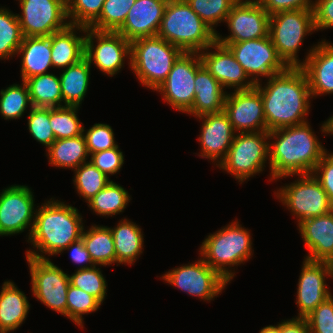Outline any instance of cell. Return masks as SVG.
Segmentation results:
<instances>
[{
    "label": "cell",
    "instance_id": "bcb514c9",
    "mask_svg": "<svg viewBox=\"0 0 333 333\" xmlns=\"http://www.w3.org/2000/svg\"><path fill=\"white\" fill-rule=\"evenodd\" d=\"M310 333H333V295L305 317Z\"/></svg>",
    "mask_w": 333,
    "mask_h": 333
},
{
    "label": "cell",
    "instance_id": "816d5d0a",
    "mask_svg": "<svg viewBox=\"0 0 333 333\" xmlns=\"http://www.w3.org/2000/svg\"><path fill=\"white\" fill-rule=\"evenodd\" d=\"M70 251L71 261L75 264H78L79 268L77 269H85L95 266L94 262L91 260L90 254L86 250L82 239L71 243L64 251Z\"/></svg>",
    "mask_w": 333,
    "mask_h": 333
},
{
    "label": "cell",
    "instance_id": "83f0119b",
    "mask_svg": "<svg viewBox=\"0 0 333 333\" xmlns=\"http://www.w3.org/2000/svg\"><path fill=\"white\" fill-rule=\"evenodd\" d=\"M30 305L26 294L14 282L4 281L0 291V333L19 329L28 316Z\"/></svg>",
    "mask_w": 333,
    "mask_h": 333
},
{
    "label": "cell",
    "instance_id": "f6af8a7d",
    "mask_svg": "<svg viewBox=\"0 0 333 333\" xmlns=\"http://www.w3.org/2000/svg\"><path fill=\"white\" fill-rule=\"evenodd\" d=\"M83 135L90 155L118 145L115 141L114 131L109 124L95 123L86 130L84 127Z\"/></svg>",
    "mask_w": 333,
    "mask_h": 333
},
{
    "label": "cell",
    "instance_id": "30bf717a",
    "mask_svg": "<svg viewBox=\"0 0 333 333\" xmlns=\"http://www.w3.org/2000/svg\"><path fill=\"white\" fill-rule=\"evenodd\" d=\"M160 279L203 302L213 301L230 284L201 256L195 262L183 264L165 272Z\"/></svg>",
    "mask_w": 333,
    "mask_h": 333
},
{
    "label": "cell",
    "instance_id": "4fadbf2b",
    "mask_svg": "<svg viewBox=\"0 0 333 333\" xmlns=\"http://www.w3.org/2000/svg\"><path fill=\"white\" fill-rule=\"evenodd\" d=\"M197 52H183L175 61L167 78L155 90L171 108L187 114L195 98L196 72L202 67Z\"/></svg>",
    "mask_w": 333,
    "mask_h": 333
},
{
    "label": "cell",
    "instance_id": "cb8c5ba5",
    "mask_svg": "<svg viewBox=\"0 0 333 333\" xmlns=\"http://www.w3.org/2000/svg\"><path fill=\"white\" fill-rule=\"evenodd\" d=\"M297 227L308 251L304 258L333 264V216L331 212L307 218Z\"/></svg>",
    "mask_w": 333,
    "mask_h": 333
},
{
    "label": "cell",
    "instance_id": "e575fe53",
    "mask_svg": "<svg viewBox=\"0 0 333 333\" xmlns=\"http://www.w3.org/2000/svg\"><path fill=\"white\" fill-rule=\"evenodd\" d=\"M23 33L17 17L9 8L0 7V60L16 57L23 41Z\"/></svg>",
    "mask_w": 333,
    "mask_h": 333
},
{
    "label": "cell",
    "instance_id": "44dd1931",
    "mask_svg": "<svg viewBox=\"0 0 333 333\" xmlns=\"http://www.w3.org/2000/svg\"><path fill=\"white\" fill-rule=\"evenodd\" d=\"M195 118H199V122L202 120L201 132L197 138L200 142V152L197 155L211 160L217 167L226 157L236 132L224 111Z\"/></svg>",
    "mask_w": 333,
    "mask_h": 333
},
{
    "label": "cell",
    "instance_id": "d590c367",
    "mask_svg": "<svg viewBox=\"0 0 333 333\" xmlns=\"http://www.w3.org/2000/svg\"><path fill=\"white\" fill-rule=\"evenodd\" d=\"M12 84L0 90V114L5 120H16L32 108L29 89L25 82ZM29 105V106H28Z\"/></svg>",
    "mask_w": 333,
    "mask_h": 333
},
{
    "label": "cell",
    "instance_id": "f546056e",
    "mask_svg": "<svg viewBox=\"0 0 333 333\" xmlns=\"http://www.w3.org/2000/svg\"><path fill=\"white\" fill-rule=\"evenodd\" d=\"M91 68L88 59L84 57L79 62L61 70L59 79L63 106L81 107L89 88Z\"/></svg>",
    "mask_w": 333,
    "mask_h": 333
},
{
    "label": "cell",
    "instance_id": "d4e9b609",
    "mask_svg": "<svg viewBox=\"0 0 333 333\" xmlns=\"http://www.w3.org/2000/svg\"><path fill=\"white\" fill-rule=\"evenodd\" d=\"M86 29L84 26L69 24L65 29L51 34L53 69H66L85 57Z\"/></svg>",
    "mask_w": 333,
    "mask_h": 333
},
{
    "label": "cell",
    "instance_id": "11a10c76",
    "mask_svg": "<svg viewBox=\"0 0 333 333\" xmlns=\"http://www.w3.org/2000/svg\"><path fill=\"white\" fill-rule=\"evenodd\" d=\"M259 333H281V322L277 325H267L260 329Z\"/></svg>",
    "mask_w": 333,
    "mask_h": 333
},
{
    "label": "cell",
    "instance_id": "e0dca14e",
    "mask_svg": "<svg viewBox=\"0 0 333 333\" xmlns=\"http://www.w3.org/2000/svg\"><path fill=\"white\" fill-rule=\"evenodd\" d=\"M270 15L257 0H238L231 8L225 23L229 35L216 34L217 42H241L269 35Z\"/></svg>",
    "mask_w": 333,
    "mask_h": 333
},
{
    "label": "cell",
    "instance_id": "ba28073f",
    "mask_svg": "<svg viewBox=\"0 0 333 333\" xmlns=\"http://www.w3.org/2000/svg\"><path fill=\"white\" fill-rule=\"evenodd\" d=\"M269 131L236 133L226 157L217 166L239 184L261 174L269 163Z\"/></svg>",
    "mask_w": 333,
    "mask_h": 333
},
{
    "label": "cell",
    "instance_id": "ffe728a7",
    "mask_svg": "<svg viewBox=\"0 0 333 333\" xmlns=\"http://www.w3.org/2000/svg\"><path fill=\"white\" fill-rule=\"evenodd\" d=\"M214 49V50H213ZM202 65L225 90H250L255 84L249 79L231 50L217 41L199 52Z\"/></svg>",
    "mask_w": 333,
    "mask_h": 333
},
{
    "label": "cell",
    "instance_id": "7a4b0ae2",
    "mask_svg": "<svg viewBox=\"0 0 333 333\" xmlns=\"http://www.w3.org/2000/svg\"><path fill=\"white\" fill-rule=\"evenodd\" d=\"M311 127L306 122L269 131L270 182L313 173L327 149Z\"/></svg>",
    "mask_w": 333,
    "mask_h": 333
},
{
    "label": "cell",
    "instance_id": "836d02e7",
    "mask_svg": "<svg viewBox=\"0 0 333 333\" xmlns=\"http://www.w3.org/2000/svg\"><path fill=\"white\" fill-rule=\"evenodd\" d=\"M33 107H61L63 97L58 75L47 73L25 81Z\"/></svg>",
    "mask_w": 333,
    "mask_h": 333
},
{
    "label": "cell",
    "instance_id": "f35d334b",
    "mask_svg": "<svg viewBox=\"0 0 333 333\" xmlns=\"http://www.w3.org/2000/svg\"><path fill=\"white\" fill-rule=\"evenodd\" d=\"M101 305L93 295L69 284L66 317L81 329L84 328L83 316L98 311Z\"/></svg>",
    "mask_w": 333,
    "mask_h": 333
},
{
    "label": "cell",
    "instance_id": "f5cc1de1",
    "mask_svg": "<svg viewBox=\"0 0 333 333\" xmlns=\"http://www.w3.org/2000/svg\"><path fill=\"white\" fill-rule=\"evenodd\" d=\"M281 333H310L305 318L286 319L281 321Z\"/></svg>",
    "mask_w": 333,
    "mask_h": 333
},
{
    "label": "cell",
    "instance_id": "603a6c76",
    "mask_svg": "<svg viewBox=\"0 0 333 333\" xmlns=\"http://www.w3.org/2000/svg\"><path fill=\"white\" fill-rule=\"evenodd\" d=\"M167 2L168 0H136L117 32L129 42L157 36Z\"/></svg>",
    "mask_w": 333,
    "mask_h": 333
},
{
    "label": "cell",
    "instance_id": "1f68e13d",
    "mask_svg": "<svg viewBox=\"0 0 333 333\" xmlns=\"http://www.w3.org/2000/svg\"><path fill=\"white\" fill-rule=\"evenodd\" d=\"M84 246L95 265L110 266L116 263L113 235L108 226L93 224L83 230Z\"/></svg>",
    "mask_w": 333,
    "mask_h": 333
},
{
    "label": "cell",
    "instance_id": "d6a6232c",
    "mask_svg": "<svg viewBox=\"0 0 333 333\" xmlns=\"http://www.w3.org/2000/svg\"><path fill=\"white\" fill-rule=\"evenodd\" d=\"M131 200V195L128 191L111 180L87 202V205L93 213L100 217H114L120 213L122 214Z\"/></svg>",
    "mask_w": 333,
    "mask_h": 333
},
{
    "label": "cell",
    "instance_id": "8fae6325",
    "mask_svg": "<svg viewBox=\"0 0 333 333\" xmlns=\"http://www.w3.org/2000/svg\"><path fill=\"white\" fill-rule=\"evenodd\" d=\"M227 46L241 64L249 79L257 84L289 66L278 55L270 36L241 42H218ZM260 77V78H259Z\"/></svg>",
    "mask_w": 333,
    "mask_h": 333
},
{
    "label": "cell",
    "instance_id": "4dcf8cb0",
    "mask_svg": "<svg viewBox=\"0 0 333 333\" xmlns=\"http://www.w3.org/2000/svg\"><path fill=\"white\" fill-rule=\"evenodd\" d=\"M45 152V156H47L52 167L71 170L88 162L90 156L83 134L66 139H57Z\"/></svg>",
    "mask_w": 333,
    "mask_h": 333
},
{
    "label": "cell",
    "instance_id": "5b68a950",
    "mask_svg": "<svg viewBox=\"0 0 333 333\" xmlns=\"http://www.w3.org/2000/svg\"><path fill=\"white\" fill-rule=\"evenodd\" d=\"M157 36L183 52H201L216 41V33L186 0H168Z\"/></svg>",
    "mask_w": 333,
    "mask_h": 333
},
{
    "label": "cell",
    "instance_id": "5bb4252c",
    "mask_svg": "<svg viewBox=\"0 0 333 333\" xmlns=\"http://www.w3.org/2000/svg\"><path fill=\"white\" fill-rule=\"evenodd\" d=\"M130 56L131 42L117 31L86 29L85 57L105 75H117L127 59L130 68Z\"/></svg>",
    "mask_w": 333,
    "mask_h": 333
},
{
    "label": "cell",
    "instance_id": "9c48e42d",
    "mask_svg": "<svg viewBox=\"0 0 333 333\" xmlns=\"http://www.w3.org/2000/svg\"><path fill=\"white\" fill-rule=\"evenodd\" d=\"M296 177L295 181L277 188L274 195L297 218V225L307 218L329 213L332 203L315 176L300 174Z\"/></svg>",
    "mask_w": 333,
    "mask_h": 333
},
{
    "label": "cell",
    "instance_id": "c3c4849f",
    "mask_svg": "<svg viewBox=\"0 0 333 333\" xmlns=\"http://www.w3.org/2000/svg\"><path fill=\"white\" fill-rule=\"evenodd\" d=\"M333 204V152L327 150L316 165L313 173Z\"/></svg>",
    "mask_w": 333,
    "mask_h": 333
},
{
    "label": "cell",
    "instance_id": "ac0fdd59",
    "mask_svg": "<svg viewBox=\"0 0 333 333\" xmlns=\"http://www.w3.org/2000/svg\"><path fill=\"white\" fill-rule=\"evenodd\" d=\"M329 278L333 279L332 263L303 259L295 298L299 313L295 318H305L332 294L326 283Z\"/></svg>",
    "mask_w": 333,
    "mask_h": 333
},
{
    "label": "cell",
    "instance_id": "74e56055",
    "mask_svg": "<svg viewBox=\"0 0 333 333\" xmlns=\"http://www.w3.org/2000/svg\"><path fill=\"white\" fill-rule=\"evenodd\" d=\"M78 106L50 107V127L55 139H66L83 134V123L77 114Z\"/></svg>",
    "mask_w": 333,
    "mask_h": 333
},
{
    "label": "cell",
    "instance_id": "ee69618b",
    "mask_svg": "<svg viewBox=\"0 0 333 333\" xmlns=\"http://www.w3.org/2000/svg\"><path fill=\"white\" fill-rule=\"evenodd\" d=\"M27 117L30 135L48 149L56 140L50 127V107H32Z\"/></svg>",
    "mask_w": 333,
    "mask_h": 333
},
{
    "label": "cell",
    "instance_id": "6da1fadb",
    "mask_svg": "<svg viewBox=\"0 0 333 333\" xmlns=\"http://www.w3.org/2000/svg\"><path fill=\"white\" fill-rule=\"evenodd\" d=\"M266 81L255 84L263 101L266 131L308 122L312 96L301 67H288Z\"/></svg>",
    "mask_w": 333,
    "mask_h": 333
},
{
    "label": "cell",
    "instance_id": "ab89813d",
    "mask_svg": "<svg viewBox=\"0 0 333 333\" xmlns=\"http://www.w3.org/2000/svg\"><path fill=\"white\" fill-rule=\"evenodd\" d=\"M136 0H105L100 16L88 27L98 31H117Z\"/></svg>",
    "mask_w": 333,
    "mask_h": 333
},
{
    "label": "cell",
    "instance_id": "7c38bea8",
    "mask_svg": "<svg viewBox=\"0 0 333 333\" xmlns=\"http://www.w3.org/2000/svg\"><path fill=\"white\" fill-rule=\"evenodd\" d=\"M31 276L33 297L47 308L66 317L69 274L55 265L51 259L26 256Z\"/></svg>",
    "mask_w": 333,
    "mask_h": 333
},
{
    "label": "cell",
    "instance_id": "4316f807",
    "mask_svg": "<svg viewBox=\"0 0 333 333\" xmlns=\"http://www.w3.org/2000/svg\"><path fill=\"white\" fill-rule=\"evenodd\" d=\"M17 56L21 57L20 76L23 82L31 77L50 73L49 68L53 69L51 35L24 37Z\"/></svg>",
    "mask_w": 333,
    "mask_h": 333
},
{
    "label": "cell",
    "instance_id": "9f6ffc18",
    "mask_svg": "<svg viewBox=\"0 0 333 333\" xmlns=\"http://www.w3.org/2000/svg\"><path fill=\"white\" fill-rule=\"evenodd\" d=\"M332 216H333V204H332V207H331V210H330Z\"/></svg>",
    "mask_w": 333,
    "mask_h": 333
},
{
    "label": "cell",
    "instance_id": "60d3db41",
    "mask_svg": "<svg viewBox=\"0 0 333 333\" xmlns=\"http://www.w3.org/2000/svg\"><path fill=\"white\" fill-rule=\"evenodd\" d=\"M191 9L217 34L216 26L225 23L238 0H186ZM215 27V28H214Z\"/></svg>",
    "mask_w": 333,
    "mask_h": 333
},
{
    "label": "cell",
    "instance_id": "2e32d148",
    "mask_svg": "<svg viewBox=\"0 0 333 333\" xmlns=\"http://www.w3.org/2000/svg\"><path fill=\"white\" fill-rule=\"evenodd\" d=\"M17 17L24 37L50 36L69 25L66 0H18Z\"/></svg>",
    "mask_w": 333,
    "mask_h": 333
},
{
    "label": "cell",
    "instance_id": "3957f363",
    "mask_svg": "<svg viewBox=\"0 0 333 333\" xmlns=\"http://www.w3.org/2000/svg\"><path fill=\"white\" fill-rule=\"evenodd\" d=\"M78 211L77 207L54 198L37 206L34 225L26 240L35 250L27 249L26 256L50 259L49 256L59 255L71 243L80 240L85 225Z\"/></svg>",
    "mask_w": 333,
    "mask_h": 333
},
{
    "label": "cell",
    "instance_id": "d6986e66",
    "mask_svg": "<svg viewBox=\"0 0 333 333\" xmlns=\"http://www.w3.org/2000/svg\"><path fill=\"white\" fill-rule=\"evenodd\" d=\"M223 111L236 133L266 131L263 101L255 87L227 92Z\"/></svg>",
    "mask_w": 333,
    "mask_h": 333
},
{
    "label": "cell",
    "instance_id": "277c9868",
    "mask_svg": "<svg viewBox=\"0 0 333 333\" xmlns=\"http://www.w3.org/2000/svg\"><path fill=\"white\" fill-rule=\"evenodd\" d=\"M252 245L249 229L244 228L236 218L220 230L207 235L200 245L199 256L231 283L237 273L235 267L245 264L254 255Z\"/></svg>",
    "mask_w": 333,
    "mask_h": 333
},
{
    "label": "cell",
    "instance_id": "7bdbcfd3",
    "mask_svg": "<svg viewBox=\"0 0 333 333\" xmlns=\"http://www.w3.org/2000/svg\"><path fill=\"white\" fill-rule=\"evenodd\" d=\"M105 0H66L70 25L89 27L99 16Z\"/></svg>",
    "mask_w": 333,
    "mask_h": 333
},
{
    "label": "cell",
    "instance_id": "484cf974",
    "mask_svg": "<svg viewBox=\"0 0 333 333\" xmlns=\"http://www.w3.org/2000/svg\"><path fill=\"white\" fill-rule=\"evenodd\" d=\"M194 86L195 98L188 115L198 117L224 110L227 91L204 66L196 72Z\"/></svg>",
    "mask_w": 333,
    "mask_h": 333
},
{
    "label": "cell",
    "instance_id": "8d00e7d4",
    "mask_svg": "<svg viewBox=\"0 0 333 333\" xmlns=\"http://www.w3.org/2000/svg\"><path fill=\"white\" fill-rule=\"evenodd\" d=\"M73 171L74 177L72 180L76 188L75 191L86 203L111 181L90 161L81 164Z\"/></svg>",
    "mask_w": 333,
    "mask_h": 333
},
{
    "label": "cell",
    "instance_id": "b9f144b4",
    "mask_svg": "<svg viewBox=\"0 0 333 333\" xmlns=\"http://www.w3.org/2000/svg\"><path fill=\"white\" fill-rule=\"evenodd\" d=\"M90 268L76 269L75 273L69 275L70 284L90 295H93L101 304L107 296V282L102 274L101 265Z\"/></svg>",
    "mask_w": 333,
    "mask_h": 333
},
{
    "label": "cell",
    "instance_id": "681fc988",
    "mask_svg": "<svg viewBox=\"0 0 333 333\" xmlns=\"http://www.w3.org/2000/svg\"><path fill=\"white\" fill-rule=\"evenodd\" d=\"M269 15L280 11L313 9L314 0H257Z\"/></svg>",
    "mask_w": 333,
    "mask_h": 333
},
{
    "label": "cell",
    "instance_id": "db71d44e",
    "mask_svg": "<svg viewBox=\"0 0 333 333\" xmlns=\"http://www.w3.org/2000/svg\"><path fill=\"white\" fill-rule=\"evenodd\" d=\"M320 130L324 136L333 135V115L321 124Z\"/></svg>",
    "mask_w": 333,
    "mask_h": 333
},
{
    "label": "cell",
    "instance_id": "7402d4cb",
    "mask_svg": "<svg viewBox=\"0 0 333 333\" xmlns=\"http://www.w3.org/2000/svg\"><path fill=\"white\" fill-rule=\"evenodd\" d=\"M307 51L300 67L307 76L312 98L333 94V43L321 39Z\"/></svg>",
    "mask_w": 333,
    "mask_h": 333
},
{
    "label": "cell",
    "instance_id": "f1b7e54d",
    "mask_svg": "<svg viewBox=\"0 0 333 333\" xmlns=\"http://www.w3.org/2000/svg\"><path fill=\"white\" fill-rule=\"evenodd\" d=\"M109 228L113 235L117 266L133 265L144 251L142 228L125 217Z\"/></svg>",
    "mask_w": 333,
    "mask_h": 333
},
{
    "label": "cell",
    "instance_id": "52a82bcc",
    "mask_svg": "<svg viewBox=\"0 0 333 333\" xmlns=\"http://www.w3.org/2000/svg\"><path fill=\"white\" fill-rule=\"evenodd\" d=\"M313 9L280 11L270 15L269 36L289 67H300L299 51L307 35L315 33Z\"/></svg>",
    "mask_w": 333,
    "mask_h": 333
},
{
    "label": "cell",
    "instance_id": "9a60e30c",
    "mask_svg": "<svg viewBox=\"0 0 333 333\" xmlns=\"http://www.w3.org/2000/svg\"><path fill=\"white\" fill-rule=\"evenodd\" d=\"M33 191L26 185H11L0 192V237L20 234L29 229L30 237L36 212Z\"/></svg>",
    "mask_w": 333,
    "mask_h": 333
},
{
    "label": "cell",
    "instance_id": "f907efd6",
    "mask_svg": "<svg viewBox=\"0 0 333 333\" xmlns=\"http://www.w3.org/2000/svg\"><path fill=\"white\" fill-rule=\"evenodd\" d=\"M313 13L317 32L333 28V0H315Z\"/></svg>",
    "mask_w": 333,
    "mask_h": 333
},
{
    "label": "cell",
    "instance_id": "7dc6e473",
    "mask_svg": "<svg viewBox=\"0 0 333 333\" xmlns=\"http://www.w3.org/2000/svg\"><path fill=\"white\" fill-rule=\"evenodd\" d=\"M119 148L117 145L114 148L91 154L89 161L107 177L115 175L120 172L125 162L123 152Z\"/></svg>",
    "mask_w": 333,
    "mask_h": 333
},
{
    "label": "cell",
    "instance_id": "8992f818",
    "mask_svg": "<svg viewBox=\"0 0 333 333\" xmlns=\"http://www.w3.org/2000/svg\"><path fill=\"white\" fill-rule=\"evenodd\" d=\"M183 51L158 36L131 42L130 69L140 85L155 91Z\"/></svg>",
    "mask_w": 333,
    "mask_h": 333
}]
</instances>
